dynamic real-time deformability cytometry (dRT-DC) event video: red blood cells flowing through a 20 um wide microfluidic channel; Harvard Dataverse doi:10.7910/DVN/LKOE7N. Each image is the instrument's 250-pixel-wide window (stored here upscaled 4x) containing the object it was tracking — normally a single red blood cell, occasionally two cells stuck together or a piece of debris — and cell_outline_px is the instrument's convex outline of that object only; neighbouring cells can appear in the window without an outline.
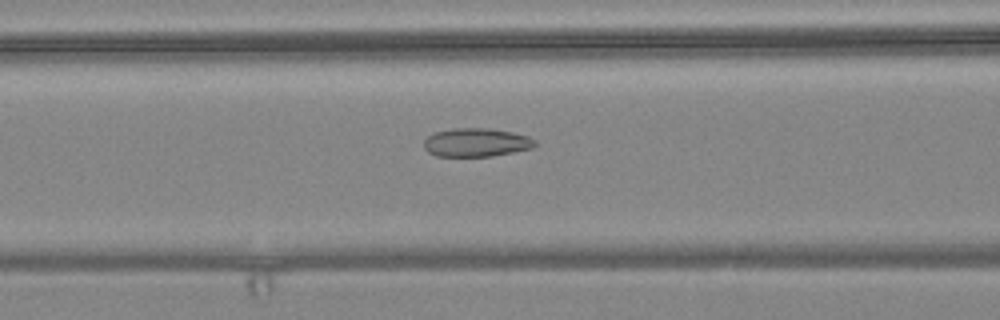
{"species": "common noctule bat (a hibernating species)", "species_latin": "Nyctalus noctula", "temperature_condition": "warm", "stored_images_in_passage": 57, "camera_frame_rate_fps": 3000, "um_per_image_px": 0.085, "animal": {"sex": "female", "body_mass_g": 24.6, "forearm_length_mm": 56.2}, "frame": {"image": 1, "passage_image": 23, "time_ms": 7.333, "image_size_px": [1000, 320], "cell_outline_px": [[536, 144], [532, 148], [492, 156], [436, 156], [428, 152], [424, 148], [424, 140], [432, 132], [452, 128], [488, 128], [512, 132], [528, 136], [536, 140]], "centroid_in_image_um": [40.45, 12.1], "position_along_channel_um": 126.1, "area_um2": 18.55}}
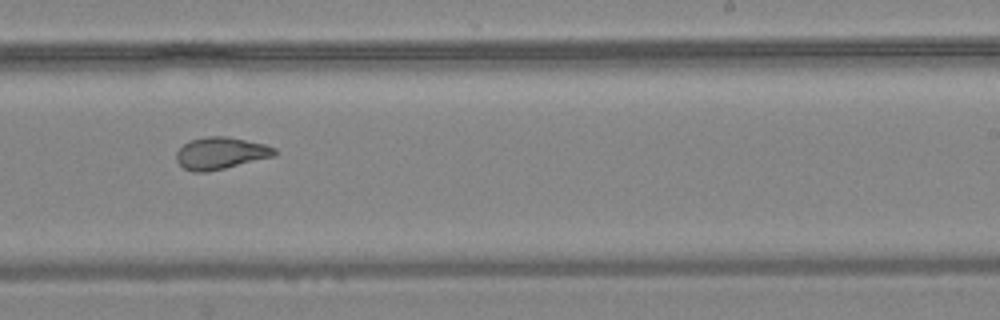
{"frame": {"image": 2, "passage_image": 35, "time_ms": 11.333, "image_size_px": [1000, 320], "cell_outline_px": [[276, 156], [208, 172], [192, 172], [184, 168], [176, 160], [176, 152], [184, 144], [192, 140], [208, 136], [228, 136], [264, 144], [276, 148]], "centroid_in_image_um": [18.77, 13.03], "position_along_channel_um": 270.2, "area_um2": 18.32}}
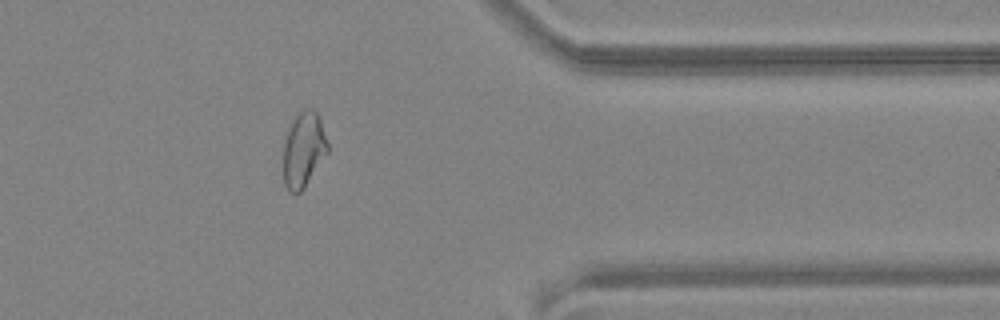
{"frame": {"image": 3, "passage_image": 46, "time_ms": 15.0, "image_size_px": [1000, 320], "cell_outline_px": [[328, 152], [304, 188], [296, 196], [288, 192], [284, 184], [284, 144], [288, 124], [304, 108], [312, 108], [316, 112], [320, 120], [328, 144]], "centroid_in_image_um": [25.78, 12.74], "position_along_channel_um": 385.6, "area_um2": 19.54}}